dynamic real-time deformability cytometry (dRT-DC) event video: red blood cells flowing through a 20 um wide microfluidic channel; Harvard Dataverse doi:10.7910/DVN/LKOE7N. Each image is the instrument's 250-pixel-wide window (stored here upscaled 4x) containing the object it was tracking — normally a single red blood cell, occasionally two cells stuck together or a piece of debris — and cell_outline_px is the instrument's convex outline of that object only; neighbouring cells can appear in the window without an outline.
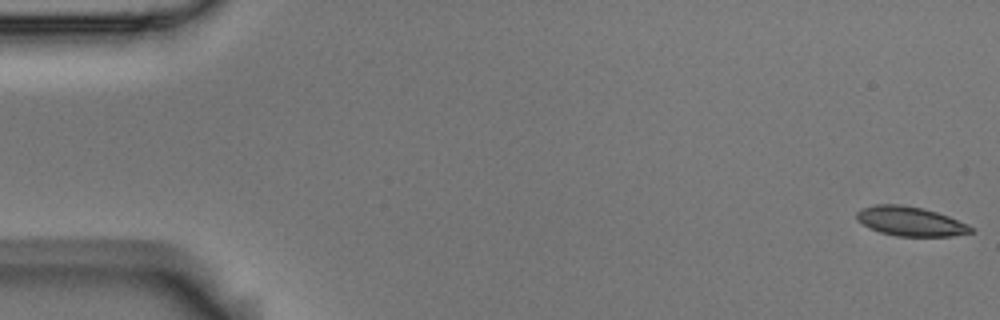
{"species": "Egyptian fruit bat (a non-hibernating species)", "species_latin": "Rousettus aegyptiacus", "temperature_condition": "room temperature", "stored_images_in_passage": 5, "camera_frame_rate_fps": 3000, "um_per_image_px": 0.085, "animal": {"sex": "male"}, "frame": {"image": 1, "passage_image": 1, "time_ms": 0.0, "image_size_px": [1000, 320], "cell_outline_px": [[972, 232], [952, 236], [896, 236], [880, 232], [868, 228], [856, 220], [856, 212], [864, 208], [876, 204], [896, 204], [924, 208], [948, 216], [968, 224], [972, 228]], "centroid_in_image_um": [77.35, 18.81], "position_along_channel_um": 7.7, "area_um2": 19.48}}
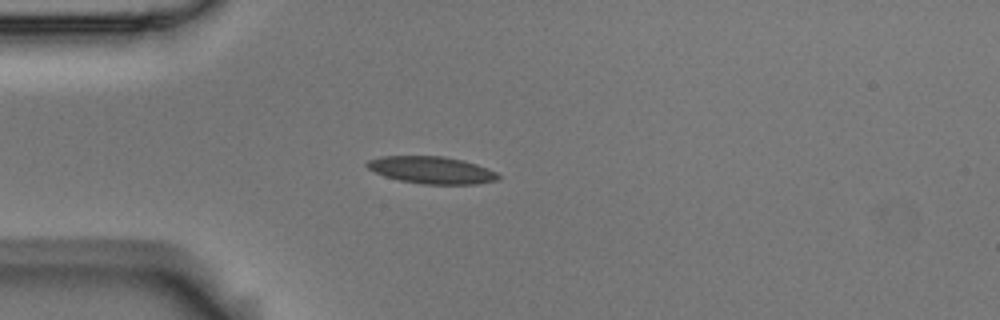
{"frame": {"image": 2, "passage_image": 5, "time_ms": 1.333, "image_size_px": [1000, 320], "cell_outline_px": [[500, 180], [476, 184], [424, 184], [400, 180], [384, 176], [368, 168], [364, 164], [368, 160], [380, 156], [444, 156], [464, 160], [488, 168], [496, 172], [500, 176]], "centroid_in_image_um": [36.71, 14.45], "position_along_channel_um": 48.3, "area_um2": 20.87}}